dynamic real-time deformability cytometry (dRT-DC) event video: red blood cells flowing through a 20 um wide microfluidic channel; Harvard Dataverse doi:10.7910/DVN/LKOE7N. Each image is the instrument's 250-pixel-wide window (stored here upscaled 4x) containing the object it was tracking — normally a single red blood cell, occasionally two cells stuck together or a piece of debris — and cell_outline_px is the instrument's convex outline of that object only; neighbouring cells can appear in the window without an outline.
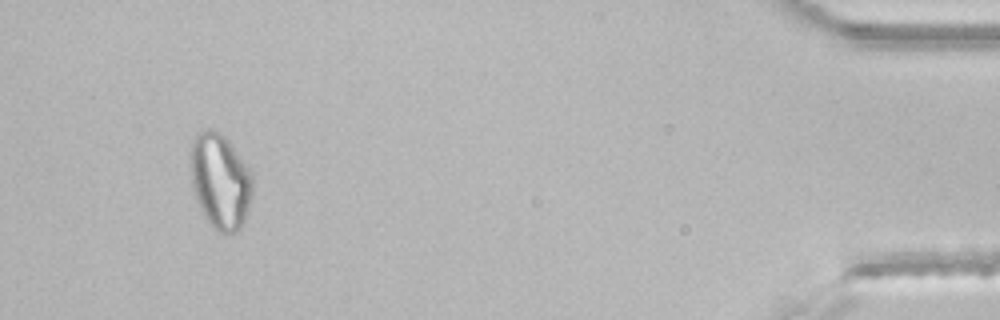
{"species": "common noctule bat (a hibernating species)", "species_latin": "Nyctalus noctula", "temperature_condition": "room temperature", "stored_images_in_passage": 48, "segment_of_instrument_passage": [2, 2], "camera_frame_rate_fps": 3000, "um_per_image_px": 0.085, "animal": {"sex": "male", "body_mass_g": 21.5, "forearm_length_mm": 52.0}, "frame": {"image": 1, "passage_image": 45, "time_ms": 14.667, "image_size_px": [1000, 320], "cell_outline_px": [[252, 196], [248, 212], [244, 224], [236, 232], [228, 236], [224, 236], [216, 232], [208, 224], [196, 200], [192, 188], [188, 168], [188, 156], [192, 140], [196, 132], [208, 128], [220, 132], [232, 144], [248, 168], [252, 176]], "centroid_in_image_um": [18.67, 15.43], "position_along_channel_um": 416.5, "area_um2": 35.84}}